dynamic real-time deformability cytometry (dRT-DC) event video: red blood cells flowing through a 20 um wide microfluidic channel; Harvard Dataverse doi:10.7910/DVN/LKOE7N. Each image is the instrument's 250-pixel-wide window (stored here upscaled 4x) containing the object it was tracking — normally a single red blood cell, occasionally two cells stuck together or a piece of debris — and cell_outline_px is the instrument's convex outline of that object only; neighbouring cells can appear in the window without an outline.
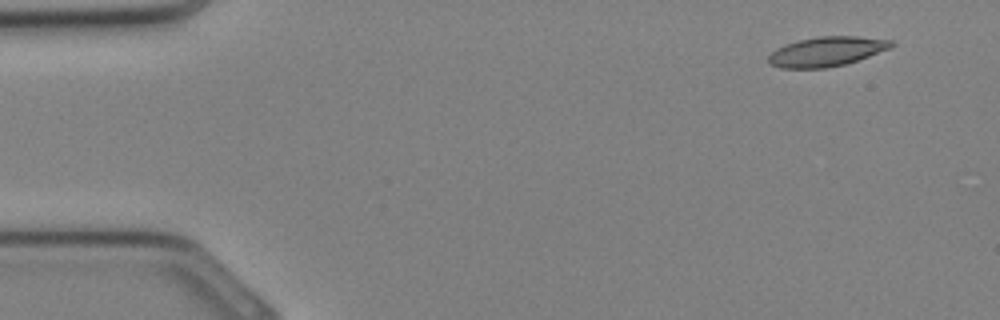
{"species": "Egyptian fruit bat (a non-hibernating species)", "species_latin": "Rousettus aegyptiacus", "temperature_condition": "cold", "stored_images_in_passage": 33, "camera_frame_rate_fps": 3000, "um_per_image_px": 0.085, "animal": {"sex": "female"}, "frame": {"image": 1, "passage_image": 3, "time_ms": 0.667, "image_size_px": [1000, 320], "cell_outline_px": [[896, 44], [892, 48], [844, 64], [828, 68], [780, 68], [772, 64], [768, 60], [768, 56], [776, 48], [784, 44], [816, 36], [856, 36], [892, 40]], "centroid_in_image_um": [70.27, 4.37], "position_along_channel_um": 14.7, "area_um2": 21.15}}
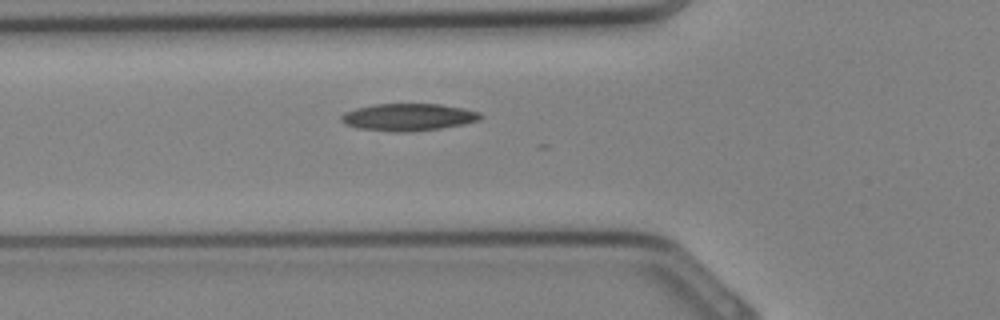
{"frame": {"image": 2, "passage_image": 12, "time_ms": 3.667, "image_size_px": [1000, 320], "cell_outline_px": [[484, 116], [480, 120], [464, 124], [440, 128], [408, 132], [392, 132], [360, 128], [344, 124], [340, 120], [340, 116], [344, 112], [356, 108], [372, 104], [440, 104], [464, 108], [480, 112]], "centroid_in_image_um": [34.71, 9.95], "position_along_channel_um": 91.1, "area_um2": 22.25}}
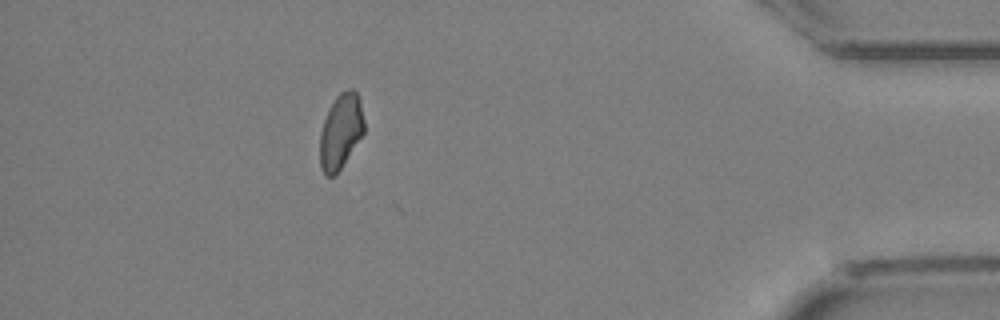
{"frame": {"image": 3, "passage_image": 30, "time_ms": 9.667, "image_size_px": [1000, 320], "cell_outline_px": [[364, 132], [336, 176], [324, 176], [320, 168], [320, 132], [324, 120], [336, 96], [340, 92], [348, 88], [352, 88], [356, 92], [360, 100], [364, 120]], "centroid_in_image_um": [28.96, 11.19], "position_along_channel_um": 406.2, "area_um2": 19.36}}